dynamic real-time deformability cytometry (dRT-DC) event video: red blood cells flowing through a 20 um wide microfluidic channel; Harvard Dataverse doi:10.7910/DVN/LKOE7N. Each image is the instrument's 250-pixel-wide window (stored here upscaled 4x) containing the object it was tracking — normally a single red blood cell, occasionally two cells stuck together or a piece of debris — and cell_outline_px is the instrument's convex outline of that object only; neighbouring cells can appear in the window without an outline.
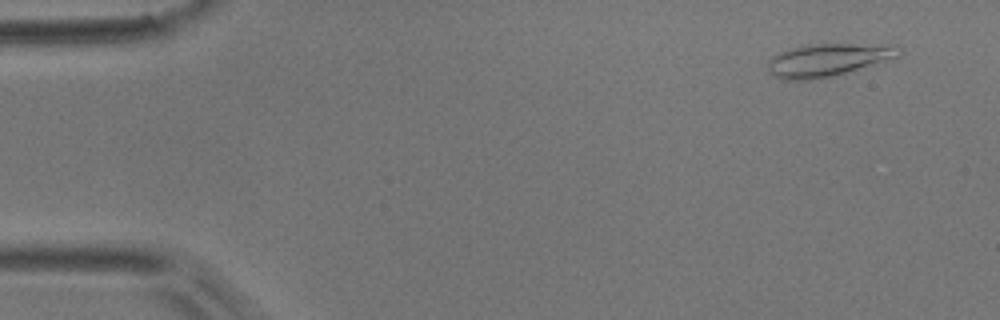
{"species": "common noctule bat (a hibernating species)", "species_latin": "Nyctalus noctula", "temperature_condition": "room temperature", "stored_images_in_passage": 50, "camera_frame_rate_fps": 3000, "um_per_image_px": 0.085, "animal": {"sex": "male", "body_mass_g": 17.9}, "frame": {"image": 1, "passage_image": 1, "time_ms": 0.0, "image_size_px": [1000, 320], "cell_outline_px": [[904, 52], [900, 56], [832, 76], [808, 80], [784, 80], [768, 72], [768, 60], [772, 56], [788, 48], [812, 44], [896, 44]], "centroid_in_image_um": [70.38, 5.07], "position_along_channel_um": 14.6, "area_um2": 25.03}}
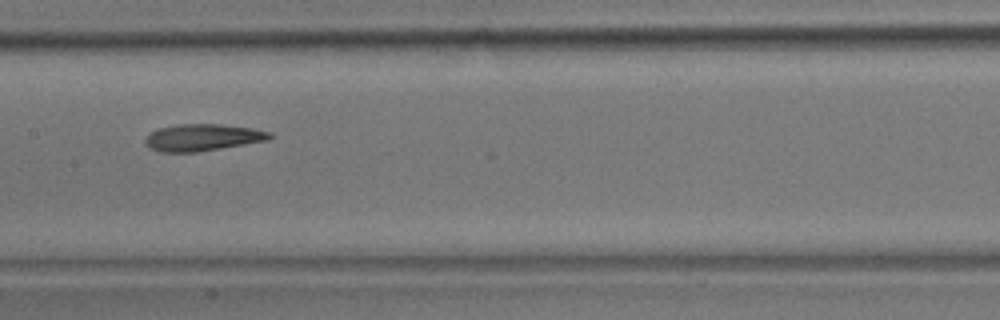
{"frame": {"image": 2, "passage_image": 23, "time_ms": 7.333, "image_size_px": [1000, 320], "cell_outline_px": [[272, 136], [268, 140], [196, 152], [160, 152], [148, 148], [144, 144], [144, 140], [152, 132], [160, 128], [180, 124], [220, 124], [252, 128], [272, 132]], "centroid_in_image_um": [17.21, 11.69], "position_along_channel_um": 190.2, "area_um2": 19.36}}
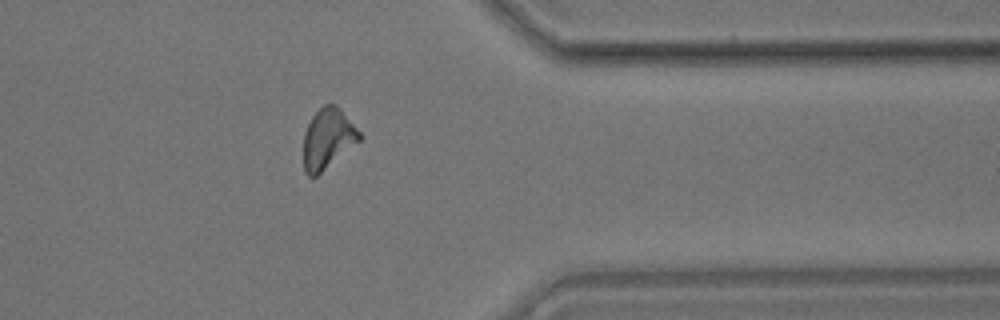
{"frame": {"image": 3, "passage_image": 39, "time_ms": 12.667, "image_size_px": [1000, 320], "cell_outline_px": [[360, 140], [316, 176], [308, 176], [304, 172], [304, 132], [312, 116], [324, 104], [336, 104], [340, 108], [360, 132]], "centroid_in_image_um": [27.84, 11.77], "position_along_channel_um": 383.6, "area_um2": 19.31}}